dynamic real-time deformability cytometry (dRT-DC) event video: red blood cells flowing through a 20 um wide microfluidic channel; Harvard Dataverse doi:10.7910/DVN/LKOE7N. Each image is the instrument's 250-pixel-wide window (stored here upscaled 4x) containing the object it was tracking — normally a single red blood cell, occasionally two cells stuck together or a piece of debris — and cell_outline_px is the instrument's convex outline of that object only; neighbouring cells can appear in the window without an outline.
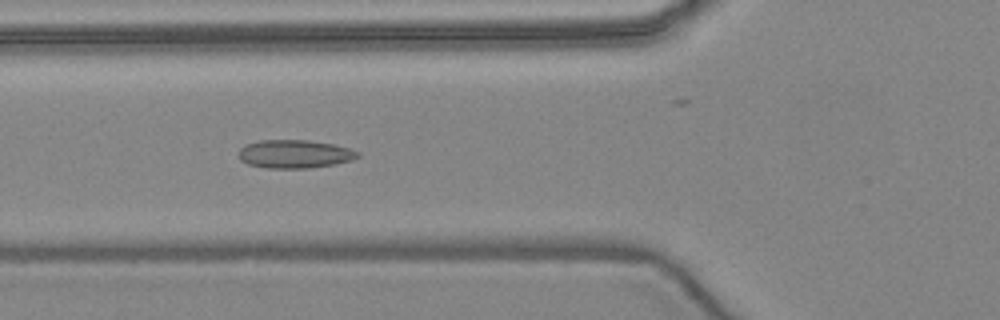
{"species": "common noctule bat (a hibernating species)", "species_latin": "Nyctalus noctula", "temperature_condition": "warm", "stored_images_in_passage": 5, "camera_frame_rate_fps": 3000, "um_per_image_px": 0.085, "animal": {"sex": "female", "body_mass_g": 24.6, "forearm_length_mm": 56.2}, "frame": {"image": 1, "passage_image": 5, "time_ms": 5.0, "image_size_px": [1000, 320], "cell_outline_px": [[360, 156], [352, 160], [336, 164], [308, 168], [264, 168], [248, 164], [240, 160], [236, 156], [240, 148], [244, 144], [260, 140], [308, 140], [332, 144], [348, 148], [360, 152]], "centroid_in_image_um": [25.0, 13.09], "position_along_channel_um": 100.8, "area_um2": 19.88}}